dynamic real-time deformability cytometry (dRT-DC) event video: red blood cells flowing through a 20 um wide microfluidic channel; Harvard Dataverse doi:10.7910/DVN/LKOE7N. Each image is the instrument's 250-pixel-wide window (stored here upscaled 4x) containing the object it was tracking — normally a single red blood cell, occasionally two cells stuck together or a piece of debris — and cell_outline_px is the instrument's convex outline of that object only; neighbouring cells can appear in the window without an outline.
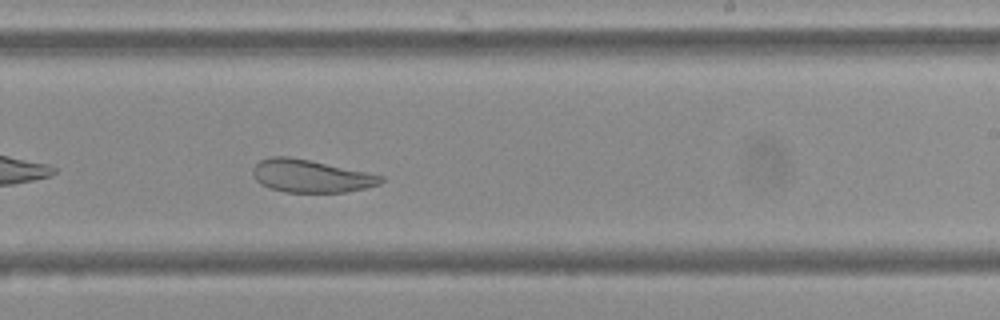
{"species": "Egyptian fruit bat (a non-hibernating species)", "species_latin": "Rousettus aegyptiacus", "temperature_condition": "cold", "stored_images_in_passage": 40, "camera_frame_rate_fps": 3000, "um_per_image_px": 0.085, "frame": {"image": 1, "passage_image": 18, "time_ms": 5.667, "image_size_px": [1000, 320], "cell_outline_px": [[384, 180], [380, 184], [364, 188], [344, 192], [284, 192], [260, 184], [256, 180], [252, 172], [252, 168], [260, 160], [268, 156], [288, 156], [308, 160], [384, 176]], "centroid_in_image_um": [26.37, 14.96], "position_along_channel_um": 262.6, "area_um2": 24.16}, "authors_computed_cell_mechanics": {"area_um2": 27.7151, "velocity_mm_per_s": 3.624, "shape_relaxation_time_tau1_ms": null, "shape_relaxation_time_tau2_ms": 1.5915, "deformation_change_tau1": null, "deformation_change_tau2": 0.085}}